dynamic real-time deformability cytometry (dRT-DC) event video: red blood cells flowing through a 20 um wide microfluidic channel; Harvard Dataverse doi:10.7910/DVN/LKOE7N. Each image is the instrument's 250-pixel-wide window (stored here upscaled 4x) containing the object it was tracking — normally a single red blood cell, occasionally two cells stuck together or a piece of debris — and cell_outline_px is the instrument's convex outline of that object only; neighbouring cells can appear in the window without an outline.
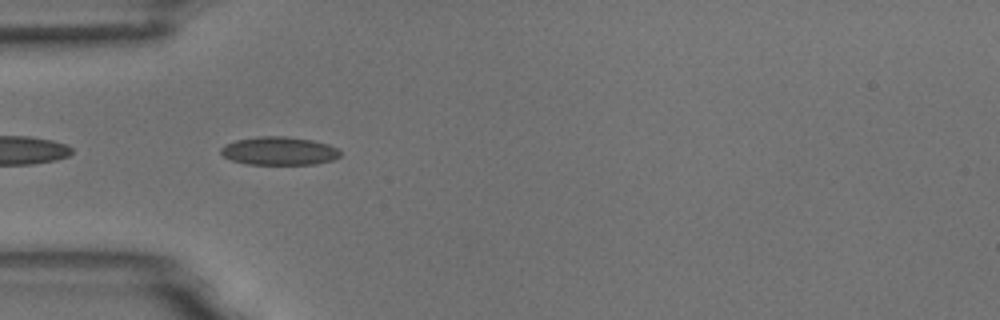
{"species": "common noctule bat (a hibernating species)", "species_latin": "Nyctalus noctula", "temperature_condition": "room temperature", "stored_images_in_passage": 8, "camera_frame_rate_fps": 3000, "um_per_image_px": 0.085, "animal": {"sex": "male", "body_mass_g": 18.8}, "frame": {"image": 1, "passage_image": 7, "time_ms": 2.0, "image_size_px": [1000, 320], "cell_outline_px": [[340, 156], [332, 160], [316, 164], [248, 164], [232, 160], [224, 156], [220, 152], [220, 148], [224, 144], [236, 140], [260, 136], [284, 136], [312, 140], [328, 144], [336, 148], [340, 152]], "centroid_in_image_um": [23.71, 12.83], "position_along_channel_um": 61.3, "area_um2": 19.59}}